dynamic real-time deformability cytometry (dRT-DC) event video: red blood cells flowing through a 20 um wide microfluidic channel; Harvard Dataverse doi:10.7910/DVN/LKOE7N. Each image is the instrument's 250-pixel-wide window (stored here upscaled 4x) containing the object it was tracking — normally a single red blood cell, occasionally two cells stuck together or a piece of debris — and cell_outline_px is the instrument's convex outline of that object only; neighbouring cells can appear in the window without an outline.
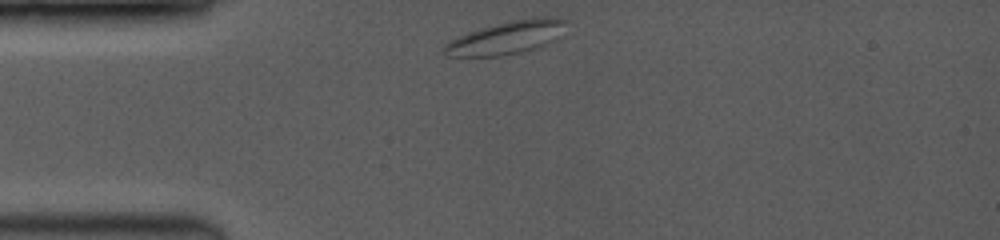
{"species": "common noctule bat (a hibernating species)", "species_latin": "Nyctalus noctula", "temperature_condition": "room temperature", "stored_images_in_passage": 14, "camera_frame_rate_fps": 3500, "um_per_image_px": 0.085, "animal": {"sex": "female", "body_mass_g": 19.0, "forearm_length_mm": 53.3}, "frame": {"image": 1, "passage_image": 1, "time_ms": 0.0, "image_size_px": [1000, 240], "cell_outline_px": [[568, 20], [552, 40], [544, 44], [532, 48], [500, 56], [448, 56], [444, 52], [444, 44], [448, 40], [468, 32], [480, 28], [512, 20], [532, 16], [556, 16]], "centroid_in_image_um": [43.0, 3.16], "position_along_channel_um": 42.0, "area_um2": 23.0}}
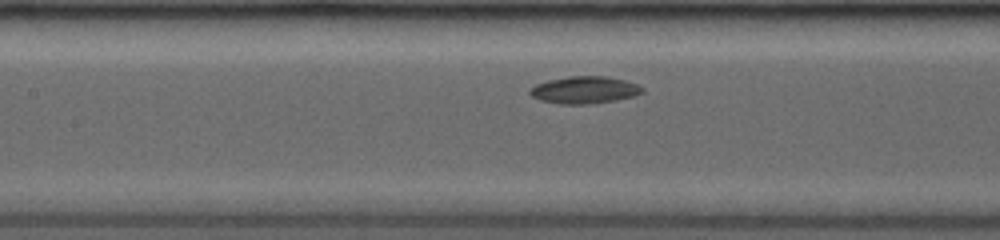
{"frame": {"image": 2, "passage_image": 11, "time_ms": 3.714, "image_size_px": [1000, 240], "cell_outline_px": [[644, 92], [636, 96], [616, 100], [592, 104], [556, 104], [540, 100], [532, 96], [528, 92], [536, 84], [548, 80], [568, 76], [604, 76], [624, 80], [636, 84], [644, 88]], "centroid_in_image_um": [49.69, 7.65], "position_along_channel_um": 157.7, "area_um2": 17.92}}
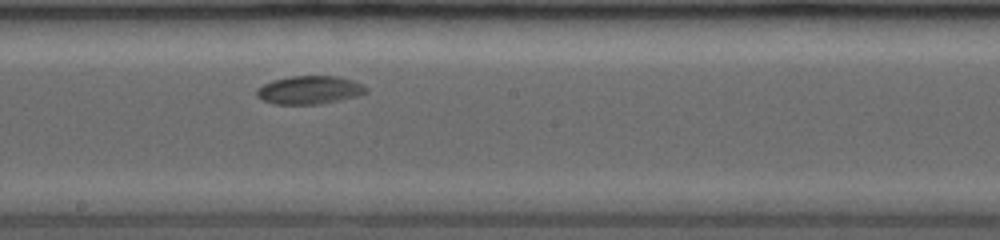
{"frame": {"image": 3, "passage_image": 14, "time_ms": 5.429, "image_size_px": [1000, 240], "cell_outline_px": [[368, 92], [356, 96], [320, 104], [276, 104], [264, 100], [256, 96], [256, 88], [272, 80], [288, 76], [340, 76], [352, 80], [368, 88]], "centroid_in_image_um": [26.29, 7.64], "position_along_channel_um": 221.9, "area_um2": 17.98}}